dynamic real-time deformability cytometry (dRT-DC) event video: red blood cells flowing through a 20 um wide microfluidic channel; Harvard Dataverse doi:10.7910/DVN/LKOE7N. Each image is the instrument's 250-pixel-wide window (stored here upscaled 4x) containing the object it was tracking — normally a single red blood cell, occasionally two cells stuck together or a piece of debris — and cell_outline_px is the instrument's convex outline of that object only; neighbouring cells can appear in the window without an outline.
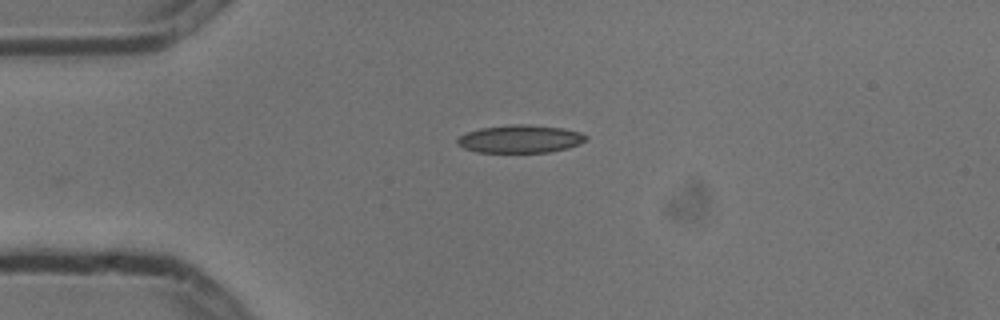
{"species": "common noctule bat (a hibernating species)", "species_latin": "Nyctalus noctula", "temperature_condition": "cold", "stored_images_in_passage": 5, "camera_frame_rate_fps": 3000, "um_per_image_px": 0.085, "animal": {"sex": "male", "body_mass_g": 13.3}, "frame": {"image": 1, "passage_image": 4, "time_ms": 1.0, "image_size_px": [1000, 320], "cell_outline_px": [[588, 140], [580, 144], [568, 148], [552, 152], [476, 152], [464, 148], [456, 144], [456, 140], [460, 136], [468, 132], [480, 128], [512, 124], [528, 124], [564, 128], [580, 132], [588, 136]], "centroid_in_image_um": [44.25, 11.81], "position_along_channel_um": 40.7, "area_um2": 21.1}}